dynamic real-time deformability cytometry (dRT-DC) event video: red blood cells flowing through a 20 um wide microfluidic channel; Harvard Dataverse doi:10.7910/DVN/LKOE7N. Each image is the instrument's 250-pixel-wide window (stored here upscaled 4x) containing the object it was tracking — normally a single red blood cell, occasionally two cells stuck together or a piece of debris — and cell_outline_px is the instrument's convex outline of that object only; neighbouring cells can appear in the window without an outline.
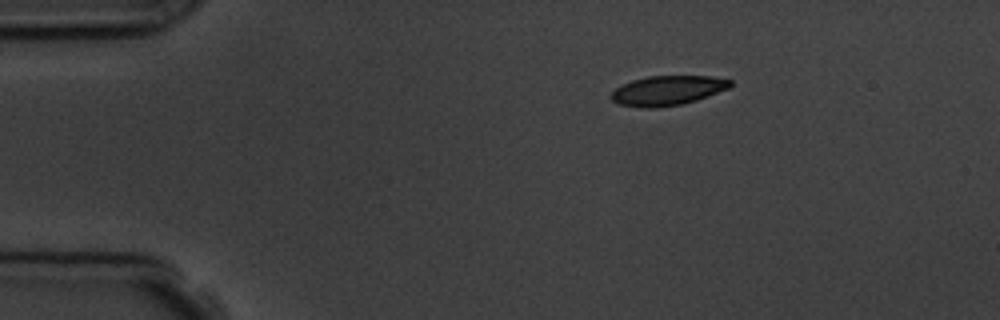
{"species": "common noctule bat (a hibernating species)", "species_latin": "Nyctalus noctula", "temperature_condition": "room temperature", "stored_images_in_passage": 3, "camera_frame_rate_fps": 3000, "um_per_image_px": 0.085, "animal": {"sex": "male", "body_mass_g": 19.5, "forearm_length_mm": 54.6}, "frame": {"image": 1, "passage_image": 1, "time_ms": 0.0, "image_size_px": [1000, 320], "cell_outline_px": [[732, 84], [728, 88], [696, 100], [680, 104], [656, 108], [640, 108], [620, 104], [612, 100], [608, 96], [616, 88], [632, 80], [648, 76], [712, 76], [732, 80]], "centroid_in_image_um": [56.71, 7.69], "position_along_channel_um": 28.3, "area_um2": 20.46}}